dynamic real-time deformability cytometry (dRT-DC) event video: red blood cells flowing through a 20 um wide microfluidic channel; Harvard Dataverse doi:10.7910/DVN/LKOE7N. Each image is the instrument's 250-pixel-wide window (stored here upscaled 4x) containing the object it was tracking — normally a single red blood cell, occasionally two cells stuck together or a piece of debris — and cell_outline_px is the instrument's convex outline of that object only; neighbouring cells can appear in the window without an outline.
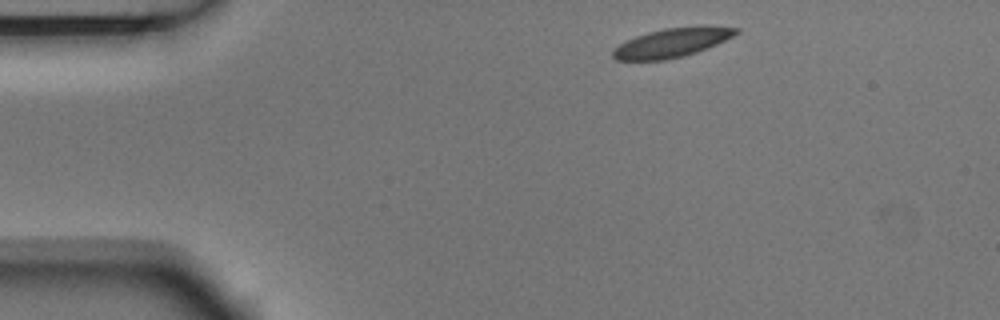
{"species": "Egyptian fruit bat (a non-hibernating species)", "species_latin": "Rousettus aegyptiacus", "temperature_condition": "room temperature", "stored_images_in_passage": 3, "camera_frame_rate_fps": 3000, "um_per_image_px": 0.085, "animal": {"sex": "male"}, "frame": {"image": 1, "passage_image": 1, "time_ms": 0.0, "image_size_px": [1000, 320], "cell_outline_px": [[740, 32], [708, 48], [684, 56], [664, 60], [616, 60], [612, 56], [612, 48], [636, 36], [648, 32], [664, 28], [700, 24], [708, 24], [740, 28]], "centroid_in_image_um": [57.17, 3.59], "position_along_channel_um": 27.8, "area_um2": 21.27}}